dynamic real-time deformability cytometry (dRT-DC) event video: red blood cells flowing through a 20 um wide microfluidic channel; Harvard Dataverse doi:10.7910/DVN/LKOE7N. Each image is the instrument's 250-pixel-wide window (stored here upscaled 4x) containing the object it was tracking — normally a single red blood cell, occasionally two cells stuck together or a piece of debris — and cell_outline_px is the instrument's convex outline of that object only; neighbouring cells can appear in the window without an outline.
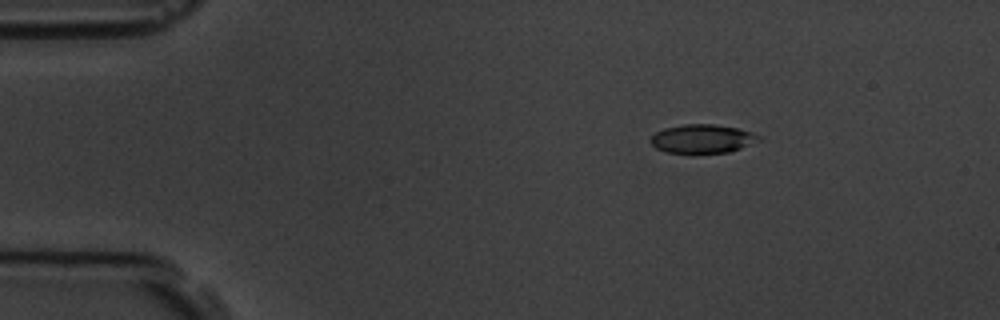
{"species": "common noctule bat (a hibernating species)", "species_latin": "Nyctalus noctula", "temperature_condition": "room temperature", "stored_images_in_passage": 7, "camera_frame_rate_fps": 3000, "um_per_image_px": 0.085, "animal": {"sex": "male", "body_mass_g": 19.5, "forearm_length_mm": 54.6}, "frame": {"image": 1, "passage_image": 3, "time_ms": 2.333, "image_size_px": [1000, 320], "cell_outline_px": [[760, 140], [740, 148], [728, 152], [696, 156], [692, 156], [664, 152], [656, 148], [652, 144], [652, 136], [656, 132], [664, 128], [684, 124], [716, 124], [736, 128], [752, 132], [760, 136]], "centroid_in_image_um": [59.67, 11.84], "position_along_channel_um": 25.3, "area_um2": 18.73}}
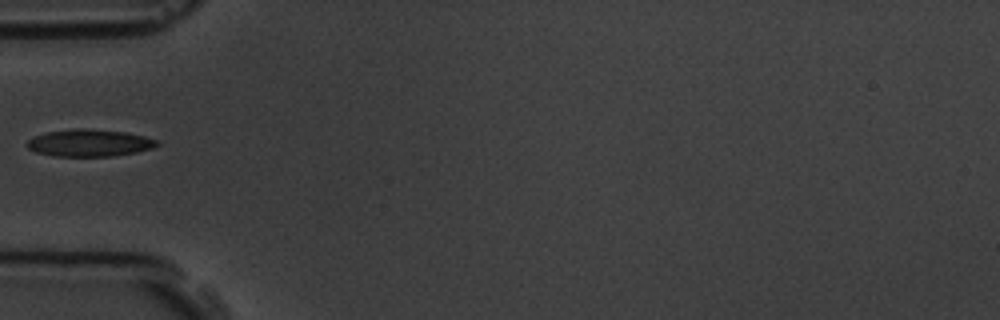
{"frame": {"image": 2, "passage_image": 6, "time_ms": 5.667, "image_size_px": [1000, 320], "cell_outline_px": [[160, 144], [152, 148], [136, 152], [112, 156], [56, 156], [36, 152], [28, 148], [28, 140], [44, 132], [76, 128], [84, 128], [124, 132], [144, 136], [160, 140]], "centroid_in_image_um": [7.63, 12.14], "position_along_channel_um": 77.4, "area_um2": 20.46}}
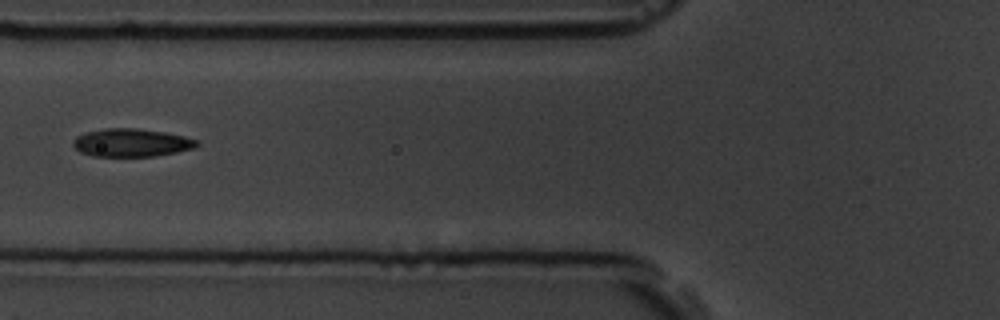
{"frame": {"image": 3, "passage_image": 7, "time_ms": 6.667, "image_size_px": [1000, 320], "cell_outline_px": [[200, 144], [196, 148], [176, 152], [152, 156], [92, 156], [80, 152], [72, 144], [72, 140], [76, 136], [88, 132], [104, 128], [136, 128], [164, 132], [184, 136], [196, 140]], "centroid_in_image_um": [11.16, 12.13], "position_along_channel_um": 114.6, "area_um2": 20.17}}